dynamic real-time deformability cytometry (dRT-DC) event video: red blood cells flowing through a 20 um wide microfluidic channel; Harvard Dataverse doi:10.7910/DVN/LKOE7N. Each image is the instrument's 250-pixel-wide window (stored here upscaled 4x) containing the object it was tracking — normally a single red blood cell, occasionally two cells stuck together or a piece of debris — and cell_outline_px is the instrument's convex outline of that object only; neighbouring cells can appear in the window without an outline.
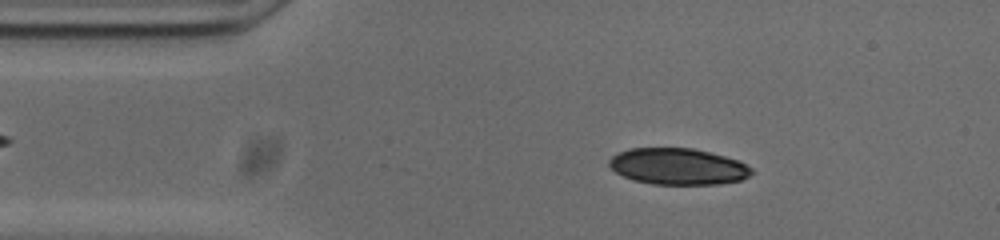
{"species": "common noctule bat (a hibernating species)", "species_latin": "Nyctalus noctula", "temperature_condition": "cold", "stored_images_in_passage": 51, "camera_frame_rate_fps": 3000, "um_per_image_px": 0.085, "animal": {"sex": "male", "body_mass_g": 20.0, "forearm_length_mm": 53.3}, "frame": {"image": 1, "passage_image": 7, "time_ms": 2.0, "image_size_px": [1000, 240], "cell_outline_px": [[752, 172], [748, 176], [740, 180], [720, 184], [652, 184], [632, 180], [616, 172], [608, 164], [608, 160], [612, 156], [620, 152], [632, 148], [692, 148], [740, 160], [752, 168]], "centroid_in_image_um": [57.63, 14.15], "position_along_channel_um": 27.4, "area_um2": 30.11}}